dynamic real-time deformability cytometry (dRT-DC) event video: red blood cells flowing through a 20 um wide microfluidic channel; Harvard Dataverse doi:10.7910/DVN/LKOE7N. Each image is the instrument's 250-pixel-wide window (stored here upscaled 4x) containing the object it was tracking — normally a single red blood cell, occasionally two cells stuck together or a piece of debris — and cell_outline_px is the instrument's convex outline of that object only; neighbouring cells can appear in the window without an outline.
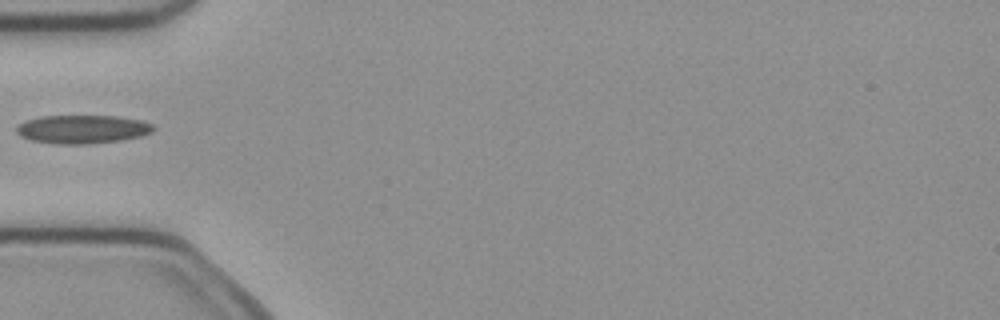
{"species": "common noctule bat (a hibernating species)", "species_latin": "Nyctalus noctula", "temperature_condition": "cold", "stored_images_in_passage": 5, "camera_frame_rate_fps": 3000, "um_per_image_px": 0.085, "animal": {"sex": "female", "body_mass_g": 21.9}, "frame": {"image": 1, "passage_image": 4, "time_ms": 1.0, "image_size_px": [1000, 320], "cell_outline_px": [[156, 128], [152, 132], [140, 136], [120, 140], [88, 144], [56, 144], [32, 140], [20, 136], [16, 132], [16, 128], [24, 120], [40, 116], [116, 116], [140, 120], [152, 124]], "centroid_in_image_um": [6.99, 10.98], "position_along_channel_um": 78.0, "area_um2": 22.72}}